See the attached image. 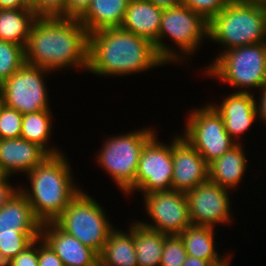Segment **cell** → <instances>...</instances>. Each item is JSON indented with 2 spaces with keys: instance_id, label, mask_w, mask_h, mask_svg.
<instances>
[{
  "instance_id": "14",
  "label": "cell",
  "mask_w": 266,
  "mask_h": 266,
  "mask_svg": "<svg viewBox=\"0 0 266 266\" xmlns=\"http://www.w3.org/2000/svg\"><path fill=\"white\" fill-rule=\"evenodd\" d=\"M172 138V190L187 192L207 182L208 164L181 135Z\"/></svg>"
},
{
  "instance_id": "35",
  "label": "cell",
  "mask_w": 266,
  "mask_h": 266,
  "mask_svg": "<svg viewBox=\"0 0 266 266\" xmlns=\"http://www.w3.org/2000/svg\"><path fill=\"white\" fill-rule=\"evenodd\" d=\"M91 0H66L65 17L79 18L89 7Z\"/></svg>"
},
{
  "instance_id": "43",
  "label": "cell",
  "mask_w": 266,
  "mask_h": 266,
  "mask_svg": "<svg viewBox=\"0 0 266 266\" xmlns=\"http://www.w3.org/2000/svg\"><path fill=\"white\" fill-rule=\"evenodd\" d=\"M262 1H263L264 5H265V8H266V0H262Z\"/></svg>"
},
{
  "instance_id": "3",
  "label": "cell",
  "mask_w": 266,
  "mask_h": 266,
  "mask_svg": "<svg viewBox=\"0 0 266 266\" xmlns=\"http://www.w3.org/2000/svg\"><path fill=\"white\" fill-rule=\"evenodd\" d=\"M73 173L66 154L62 152L49 155L26 174L30 187L20 186L19 191L42 224L53 222L82 190L74 182Z\"/></svg>"
},
{
  "instance_id": "20",
  "label": "cell",
  "mask_w": 266,
  "mask_h": 266,
  "mask_svg": "<svg viewBox=\"0 0 266 266\" xmlns=\"http://www.w3.org/2000/svg\"><path fill=\"white\" fill-rule=\"evenodd\" d=\"M130 0H91L89 7L78 18L91 34L101 29L120 27Z\"/></svg>"
},
{
  "instance_id": "17",
  "label": "cell",
  "mask_w": 266,
  "mask_h": 266,
  "mask_svg": "<svg viewBox=\"0 0 266 266\" xmlns=\"http://www.w3.org/2000/svg\"><path fill=\"white\" fill-rule=\"evenodd\" d=\"M49 155L40 145L21 137L0 139V168L9 177L21 173L26 176Z\"/></svg>"
},
{
  "instance_id": "9",
  "label": "cell",
  "mask_w": 266,
  "mask_h": 266,
  "mask_svg": "<svg viewBox=\"0 0 266 266\" xmlns=\"http://www.w3.org/2000/svg\"><path fill=\"white\" fill-rule=\"evenodd\" d=\"M189 112L184 133L180 135L196 149L207 164L237 144L226 131L221 115L209 102Z\"/></svg>"
},
{
  "instance_id": "36",
  "label": "cell",
  "mask_w": 266,
  "mask_h": 266,
  "mask_svg": "<svg viewBox=\"0 0 266 266\" xmlns=\"http://www.w3.org/2000/svg\"><path fill=\"white\" fill-rule=\"evenodd\" d=\"M9 176H7L2 182H0V208H2L18 191L20 185H15L10 182Z\"/></svg>"
},
{
  "instance_id": "22",
  "label": "cell",
  "mask_w": 266,
  "mask_h": 266,
  "mask_svg": "<svg viewBox=\"0 0 266 266\" xmlns=\"http://www.w3.org/2000/svg\"><path fill=\"white\" fill-rule=\"evenodd\" d=\"M41 224L34 216L28 200L20 191L0 208V233L41 231Z\"/></svg>"
},
{
  "instance_id": "29",
  "label": "cell",
  "mask_w": 266,
  "mask_h": 266,
  "mask_svg": "<svg viewBox=\"0 0 266 266\" xmlns=\"http://www.w3.org/2000/svg\"><path fill=\"white\" fill-rule=\"evenodd\" d=\"M188 254L179 235L165 238L160 266H182Z\"/></svg>"
},
{
  "instance_id": "4",
  "label": "cell",
  "mask_w": 266,
  "mask_h": 266,
  "mask_svg": "<svg viewBox=\"0 0 266 266\" xmlns=\"http://www.w3.org/2000/svg\"><path fill=\"white\" fill-rule=\"evenodd\" d=\"M208 40L231 48L266 42V8L262 0H232L209 21Z\"/></svg>"
},
{
  "instance_id": "2",
  "label": "cell",
  "mask_w": 266,
  "mask_h": 266,
  "mask_svg": "<svg viewBox=\"0 0 266 266\" xmlns=\"http://www.w3.org/2000/svg\"><path fill=\"white\" fill-rule=\"evenodd\" d=\"M167 64L154 44L121 27L89 34L88 73L99 77L129 76Z\"/></svg>"
},
{
  "instance_id": "15",
  "label": "cell",
  "mask_w": 266,
  "mask_h": 266,
  "mask_svg": "<svg viewBox=\"0 0 266 266\" xmlns=\"http://www.w3.org/2000/svg\"><path fill=\"white\" fill-rule=\"evenodd\" d=\"M255 98L253 90L252 93L232 92L222 98L219 105L210 103L221 115L226 131L237 144L242 142L240 136L247 133L258 120Z\"/></svg>"
},
{
  "instance_id": "33",
  "label": "cell",
  "mask_w": 266,
  "mask_h": 266,
  "mask_svg": "<svg viewBox=\"0 0 266 266\" xmlns=\"http://www.w3.org/2000/svg\"><path fill=\"white\" fill-rule=\"evenodd\" d=\"M5 266H38V238Z\"/></svg>"
},
{
  "instance_id": "23",
  "label": "cell",
  "mask_w": 266,
  "mask_h": 266,
  "mask_svg": "<svg viewBox=\"0 0 266 266\" xmlns=\"http://www.w3.org/2000/svg\"><path fill=\"white\" fill-rule=\"evenodd\" d=\"M99 266H138L134 247V231L113 228L99 254Z\"/></svg>"
},
{
  "instance_id": "24",
  "label": "cell",
  "mask_w": 266,
  "mask_h": 266,
  "mask_svg": "<svg viewBox=\"0 0 266 266\" xmlns=\"http://www.w3.org/2000/svg\"><path fill=\"white\" fill-rule=\"evenodd\" d=\"M38 17L31 8L0 9V40L25 48L32 25Z\"/></svg>"
},
{
  "instance_id": "11",
  "label": "cell",
  "mask_w": 266,
  "mask_h": 266,
  "mask_svg": "<svg viewBox=\"0 0 266 266\" xmlns=\"http://www.w3.org/2000/svg\"><path fill=\"white\" fill-rule=\"evenodd\" d=\"M142 197L146 214L152 222L137 220L142 226L167 235H179L192 225L185 192L155 191Z\"/></svg>"
},
{
  "instance_id": "32",
  "label": "cell",
  "mask_w": 266,
  "mask_h": 266,
  "mask_svg": "<svg viewBox=\"0 0 266 266\" xmlns=\"http://www.w3.org/2000/svg\"><path fill=\"white\" fill-rule=\"evenodd\" d=\"M66 0H29L31 9L38 16H63L65 17Z\"/></svg>"
},
{
  "instance_id": "8",
  "label": "cell",
  "mask_w": 266,
  "mask_h": 266,
  "mask_svg": "<svg viewBox=\"0 0 266 266\" xmlns=\"http://www.w3.org/2000/svg\"><path fill=\"white\" fill-rule=\"evenodd\" d=\"M106 215L103 206L82 189L53 222L100 254L114 228Z\"/></svg>"
},
{
  "instance_id": "16",
  "label": "cell",
  "mask_w": 266,
  "mask_h": 266,
  "mask_svg": "<svg viewBox=\"0 0 266 266\" xmlns=\"http://www.w3.org/2000/svg\"><path fill=\"white\" fill-rule=\"evenodd\" d=\"M40 237L61 258L64 266H99V254L83 245L54 222L41 224Z\"/></svg>"
},
{
  "instance_id": "18",
  "label": "cell",
  "mask_w": 266,
  "mask_h": 266,
  "mask_svg": "<svg viewBox=\"0 0 266 266\" xmlns=\"http://www.w3.org/2000/svg\"><path fill=\"white\" fill-rule=\"evenodd\" d=\"M245 145L236 144L229 151L208 164V179L222 188L236 191V187L241 184L245 177L248 159Z\"/></svg>"
},
{
  "instance_id": "40",
  "label": "cell",
  "mask_w": 266,
  "mask_h": 266,
  "mask_svg": "<svg viewBox=\"0 0 266 266\" xmlns=\"http://www.w3.org/2000/svg\"><path fill=\"white\" fill-rule=\"evenodd\" d=\"M148 1L162 8H169L181 5V0H148Z\"/></svg>"
},
{
  "instance_id": "28",
  "label": "cell",
  "mask_w": 266,
  "mask_h": 266,
  "mask_svg": "<svg viewBox=\"0 0 266 266\" xmlns=\"http://www.w3.org/2000/svg\"><path fill=\"white\" fill-rule=\"evenodd\" d=\"M24 64V47L0 40V85Z\"/></svg>"
},
{
  "instance_id": "25",
  "label": "cell",
  "mask_w": 266,
  "mask_h": 266,
  "mask_svg": "<svg viewBox=\"0 0 266 266\" xmlns=\"http://www.w3.org/2000/svg\"><path fill=\"white\" fill-rule=\"evenodd\" d=\"M134 231V247L138 266H160L167 234L142 226L137 220L129 223Z\"/></svg>"
},
{
  "instance_id": "26",
  "label": "cell",
  "mask_w": 266,
  "mask_h": 266,
  "mask_svg": "<svg viewBox=\"0 0 266 266\" xmlns=\"http://www.w3.org/2000/svg\"><path fill=\"white\" fill-rule=\"evenodd\" d=\"M52 114L51 109L23 114L20 137L40 145L50 155H56L64 151L59 147L49 146L53 133L52 120L54 116Z\"/></svg>"
},
{
  "instance_id": "7",
  "label": "cell",
  "mask_w": 266,
  "mask_h": 266,
  "mask_svg": "<svg viewBox=\"0 0 266 266\" xmlns=\"http://www.w3.org/2000/svg\"><path fill=\"white\" fill-rule=\"evenodd\" d=\"M145 126L139 130L107 137L96 155V163L105 170L118 190L124 195H134V181L140 155L145 143L156 133Z\"/></svg>"
},
{
  "instance_id": "30",
  "label": "cell",
  "mask_w": 266,
  "mask_h": 266,
  "mask_svg": "<svg viewBox=\"0 0 266 266\" xmlns=\"http://www.w3.org/2000/svg\"><path fill=\"white\" fill-rule=\"evenodd\" d=\"M23 114L3 104L1 100L0 139L19 138Z\"/></svg>"
},
{
  "instance_id": "21",
  "label": "cell",
  "mask_w": 266,
  "mask_h": 266,
  "mask_svg": "<svg viewBox=\"0 0 266 266\" xmlns=\"http://www.w3.org/2000/svg\"><path fill=\"white\" fill-rule=\"evenodd\" d=\"M215 228L190 225L179 234L188 255L209 261L213 266L226 261L232 254L220 256L216 249ZM226 255V256H225Z\"/></svg>"
},
{
  "instance_id": "12",
  "label": "cell",
  "mask_w": 266,
  "mask_h": 266,
  "mask_svg": "<svg viewBox=\"0 0 266 266\" xmlns=\"http://www.w3.org/2000/svg\"><path fill=\"white\" fill-rule=\"evenodd\" d=\"M156 132L144 145L134 181V193L142 195L172 190V141H159Z\"/></svg>"
},
{
  "instance_id": "27",
  "label": "cell",
  "mask_w": 266,
  "mask_h": 266,
  "mask_svg": "<svg viewBox=\"0 0 266 266\" xmlns=\"http://www.w3.org/2000/svg\"><path fill=\"white\" fill-rule=\"evenodd\" d=\"M41 231H13L0 233V265L5 266L27 248Z\"/></svg>"
},
{
  "instance_id": "37",
  "label": "cell",
  "mask_w": 266,
  "mask_h": 266,
  "mask_svg": "<svg viewBox=\"0 0 266 266\" xmlns=\"http://www.w3.org/2000/svg\"><path fill=\"white\" fill-rule=\"evenodd\" d=\"M260 98H255V107L257 112V118L259 121L266 123V87L260 90ZM266 125V124H265Z\"/></svg>"
},
{
  "instance_id": "5",
  "label": "cell",
  "mask_w": 266,
  "mask_h": 266,
  "mask_svg": "<svg viewBox=\"0 0 266 266\" xmlns=\"http://www.w3.org/2000/svg\"><path fill=\"white\" fill-rule=\"evenodd\" d=\"M209 22L199 13L184 5L164 8L158 40L154 44L160 58L168 65L187 62L201 48L203 40L208 39ZM166 37L176 45L166 44ZM165 40V41H164Z\"/></svg>"
},
{
  "instance_id": "19",
  "label": "cell",
  "mask_w": 266,
  "mask_h": 266,
  "mask_svg": "<svg viewBox=\"0 0 266 266\" xmlns=\"http://www.w3.org/2000/svg\"><path fill=\"white\" fill-rule=\"evenodd\" d=\"M163 10L148 0H130L120 27L155 44Z\"/></svg>"
},
{
  "instance_id": "42",
  "label": "cell",
  "mask_w": 266,
  "mask_h": 266,
  "mask_svg": "<svg viewBox=\"0 0 266 266\" xmlns=\"http://www.w3.org/2000/svg\"><path fill=\"white\" fill-rule=\"evenodd\" d=\"M7 177V175L3 172V170L0 168V182H2L5 178Z\"/></svg>"
},
{
  "instance_id": "10",
  "label": "cell",
  "mask_w": 266,
  "mask_h": 266,
  "mask_svg": "<svg viewBox=\"0 0 266 266\" xmlns=\"http://www.w3.org/2000/svg\"><path fill=\"white\" fill-rule=\"evenodd\" d=\"M52 72L30 64H24L0 85V98L6 106L22 114L50 108L46 88L47 75Z\"/></svg>"
},
{
  "instance_id": "39",
  "label": "cell",
  "mask_w": 266,
  "mask_h": 266,
  "mask_svg": "<svg viewBox=\"0 0 266 266\" xmlns=\"http://www.w3.org/2000/svg\"><path fill=\"white\" fill-rule=\"evenodd\" d=\"M182 266H213L209 261L188 255Z\"/></svg>"
},
{
  "instance_id": "6",
  "label": "cell",
  "mask_w": 266,
  "mask_h": 266,
  "mask_svg": "<svg viewBox=\"0 0 266 266\" xmlns=\"http://www.w3.org/2000/svg\"><path fill=\"white\" fill-rule=\"evenodd\" d=\"M202 71L203 75L220 80L222 85L233 86L235 92L261 90L266 87V42L219 52Z\"/></svg>"
},
{
  "instance_id": "13",
  "label": "cell",
  "mask_w": 266,
  "mask_h": 266,
  "mask_svg": "<svg viewBox=\"0 0 266 266\" xmlns=\"http://www.w3.org/2000/svg\"><path fill=\"white\" fill-rule=\"evenodd\" d=\"M230 190L209 180L186 192L192 225L215 228L234 220ZM232 212V213H231Z\"/></svg>"
},
{
  "instance_id": "41",
  "label": "cell",
  "mask_w": 266,
  "mask_h": 266,
  "mask_svg": "<svg viewBox=\"0 0 266 266\" xmlns=\"http://www.w3.org/2000/svg\"><path fill=\"white\" fill-rule=\"evenodd\" d=\"M232 256L233 255H230V257L226 261L216 266H230V261H231Z\"/></svg>"
},
{
  "instance_id": "34",
  "label": "cell",
  "mask_w": 266,
  "mask_h": 266,
  "mask_svg": "<svg viewBox=\"0 0 266 266\" xmlns=\"http://www.w3.org/2000/svg\"><path fill=\"white\" fill-rule=\"evenodd\" d=\"M38 266H64L61 258L41 238H38Z\"/></svg>"
},
{
  "instance_id": "38",
  "label": "cell",
  "mask_w": 266,
  "mask_h": 266,
  "mask_svg": "<svg viewBox=\"0 0 266 266\" xmlns=\"http://www.w3.org/2000/svg\"><path fill=\"white\" fill-rule=\"evenodd\" d=\"M31 8L29 0H0V9Z\"/></svg>"
},
{
  "instance_id": "1",
  "label": "cell",
  "mask_w": 266,
  "mask_h": 266,
  "mask_svg": "<svg viewBox=\"0 0 266 266\" xmlns=\"http://www.w3.org/2000/svg\"><path fill=\"white\" fill-rule=\"evenodd\" d=\"M89 33L78 18L39 16L33 23L25 63L55 74L62 69H88Z\"/></svg>"
},
{
  "instance_id": "31",
  "label": "cell",
  "mask_w": 266,
  "mask_h": 266,
  "mask_svg": "<svg viewBox=\"0 0 266 266\" xmlns=\"http://www.w3.org/2000/svg\"><path fill=\"white\" fill-rule=\"evenodd\" d=\"M232 0H181V5L187 6L202 15L208 22L215 17Z\"/></svg>"
}]
</instances>
